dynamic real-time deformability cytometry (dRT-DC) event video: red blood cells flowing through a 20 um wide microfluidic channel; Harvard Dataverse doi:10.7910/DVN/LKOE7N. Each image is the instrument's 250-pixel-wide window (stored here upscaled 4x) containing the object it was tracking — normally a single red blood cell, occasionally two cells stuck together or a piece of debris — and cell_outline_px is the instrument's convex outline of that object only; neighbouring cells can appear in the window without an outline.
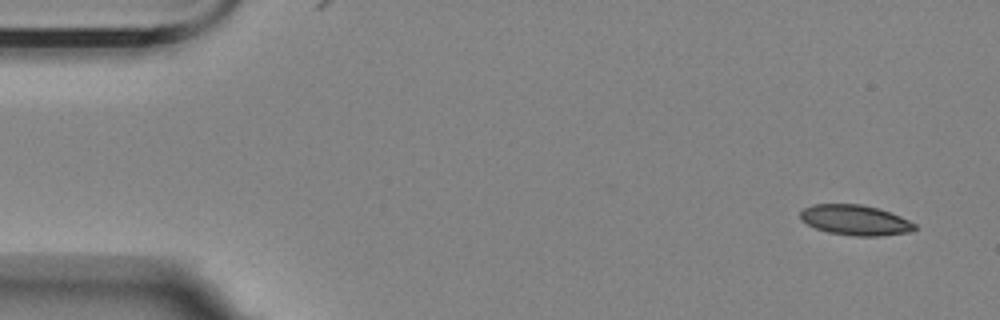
{"species": "Egyptian fruit bat (a non-hibernating species)", "species_latin": "Rousettus aegyptiacus", "temperature_condition": "room temperature", "stored_images_in_passage": 7, "camera_frame_rate_fps": 3000, "um_per_image_px": 0.085, "animal": {"sex": "female"}, "frame": {"image": 1, "passage_image": 1, "time_ms": 0.0, "image_size_px": [1000, 320], "cell_outline_px": [[916, 228], [912, 232], [880, 236], [852, 236], [828, 232], [816, 228], [800, 220], [800, 212], [804, 208], [812, 204], [860, 204], [876, 208], [900, 216], [916, 224]], "centroid_in_image_um": [72.69, 18.72], "position_along_channel_um": 12.3, "area_um2": 20.17}}
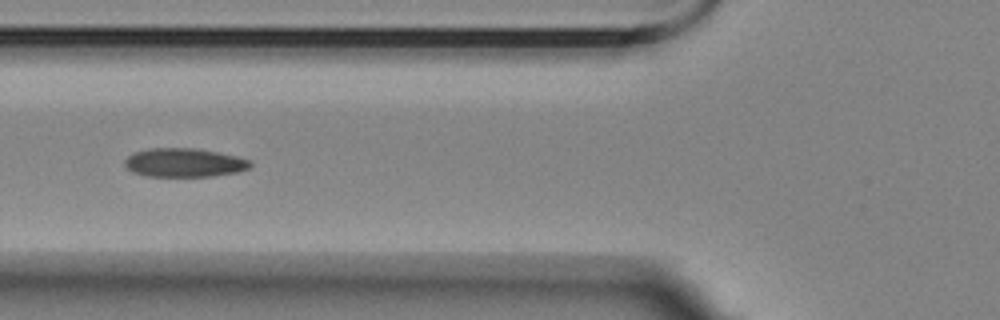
{"frame": {"image": 2, "passage_image": 6, "time_ms": 6.0, "image_size_px": [1000, 320], "cell_outline_px": [[252, 164], [248, 168], [236, 172], [212, 176], [144, 176], [132, 172], [124, 164], [124, 160], [128, 156], [136, 152], [148, 148], [192, 148], [216, 152], [236, 156], [248, 160]], "centroid_in_image_um": [15.61, 13.83], "position_along_channel_um": 110.2, "area_um2": 20.81}}
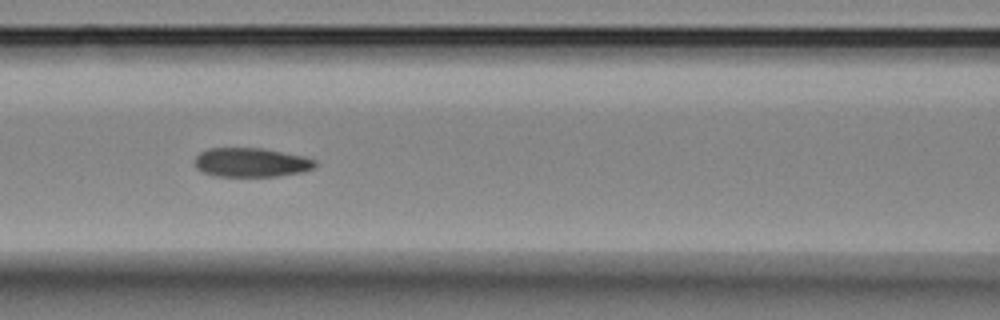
{"frame": {"image": 3, "passage_image": 7, "time_ms": 7.0, "image_size_px": [1000, 320], "cell_outline_px": [[316, 164], [312, 168], [300, 172], [276, 176], [216, 176], [204, 172], [196, 168], [196, 156], [200, 152], [208, 148], [260, 148], [304, 156], [316, 160]], "centroid_in_image_um": [21.33, 13.8], "position_along_channel_um": 145.3, "area_um2": 20.17}}